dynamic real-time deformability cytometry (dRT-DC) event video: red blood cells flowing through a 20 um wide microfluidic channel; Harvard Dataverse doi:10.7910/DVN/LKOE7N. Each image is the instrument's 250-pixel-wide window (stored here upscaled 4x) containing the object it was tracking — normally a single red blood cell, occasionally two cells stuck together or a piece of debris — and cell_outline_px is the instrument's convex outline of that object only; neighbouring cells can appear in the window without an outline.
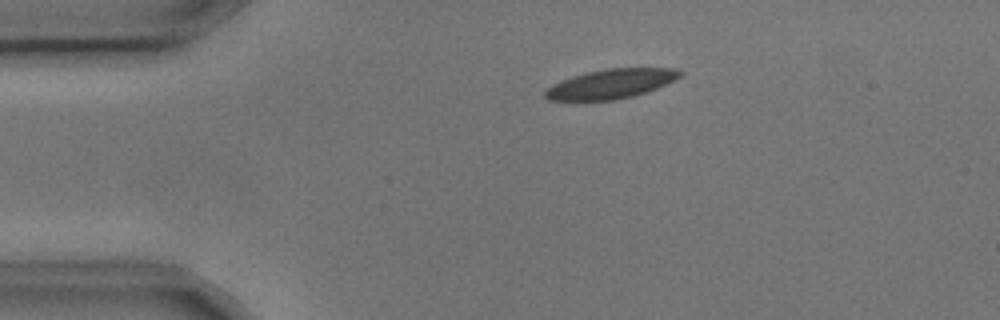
{"species": "common noctule bat (a hibernating species)", "species_latin": "Nyctalus noctula", "temperature_condition": "cold", "stored_images_in_passage": 4, "camera_frame_rate_fps": 3000, "um_per_image_px": 0.085, "animal": {"sex": "male", "body_mass_g": 17.9, "forearm_length_mm": 54.2}, "frame": {"image": 1, "passage_image": 4, "time_ms": 1.0, "image_size_px": [1000, 320], "cell_outline_px": [[684, 72], [676, 80], [656, 88], [632, 96], [616, 100], [548, 100], [544, 96], [544, 92], [552, 84], [560, 80], [572, 76], [588, 72], [608, 68], [676, 68]], "centroid_in_image_um": [51.93, 7.12], "position_along_channel_um": 33.1, "area_um2": 23.06}}